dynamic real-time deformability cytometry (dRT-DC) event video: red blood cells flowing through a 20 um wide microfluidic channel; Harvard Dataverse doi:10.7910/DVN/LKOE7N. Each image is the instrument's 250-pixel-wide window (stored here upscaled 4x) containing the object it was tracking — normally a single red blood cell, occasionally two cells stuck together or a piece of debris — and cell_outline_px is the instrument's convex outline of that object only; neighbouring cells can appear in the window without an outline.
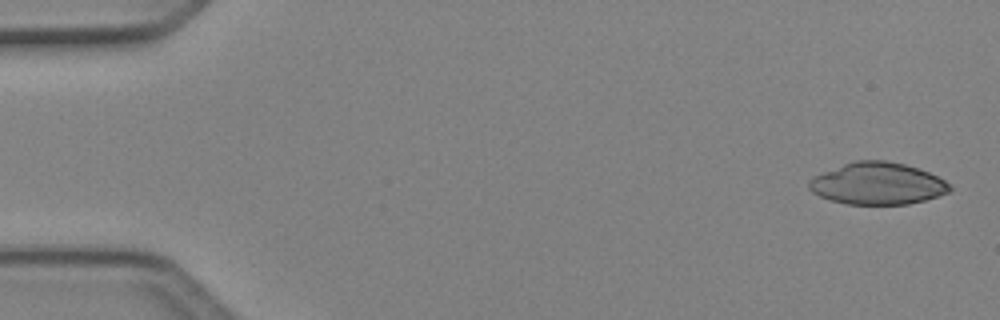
{"species": "Egyptian fruit bat (a non-hibernating species)", "species_latin": "Rousettus aegyptiacus", "temperature_condition": "cold", "stored_images_in_passage": 5, "camera_frame_rate_fps": 3000, "um_per_image_px": 0.085, "animal": {"sex": "female"}, "frame": {"image": 1, "passage_image": 1, "time_ms": 0.0, "image_size_px": [1000, 320], "cell_outline_px": [[952, 188], [948, 192], [924, 200], [908, 204], [848, 204], [832, 200], [820, 196], [812, 192], [808, 188], [808, 180], [812, 176], [844, 164], [856, 160], [888, 160], [904, 164], [928, 172], [944, 180]], "centroid_in_image_um": [74.55, 15.6], "position_along_channel_um": 10.5, "area_um2": 34.16}}